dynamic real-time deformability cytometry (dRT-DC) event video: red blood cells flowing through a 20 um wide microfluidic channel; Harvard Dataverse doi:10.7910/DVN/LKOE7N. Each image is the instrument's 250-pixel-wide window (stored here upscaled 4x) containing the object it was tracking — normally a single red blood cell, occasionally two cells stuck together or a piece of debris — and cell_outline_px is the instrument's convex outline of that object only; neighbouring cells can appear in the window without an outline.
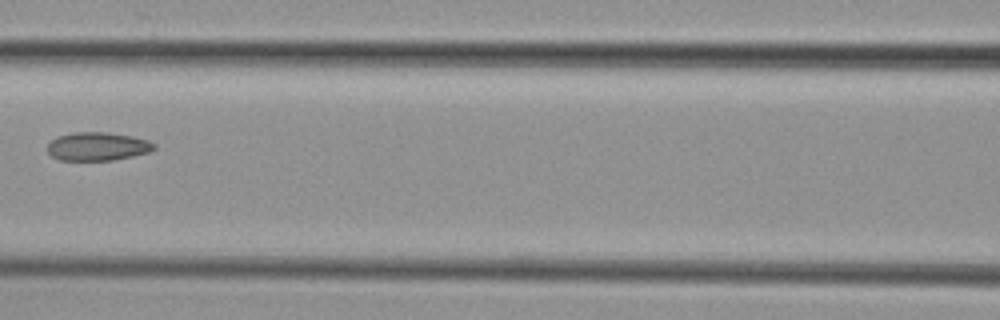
{"species": "common noctule bat (a hibernating species)", "species_latin": "Nyctalus noctula", "temperature_condition": "cold", "stored_images_in_passage": 7, "camera_frame_rate_fps": 3000, "um_per_image_px": 0.085, "animal": {"sex": "female", "body_mass_g": 29.2, "forearm_length_mm": 56.3}, "frame": {"image": 1, "passage_image": 7, "time_ms": 7.667, "image_size_px": [1000, 320], "cell_outline_px": [[156, 148], [148, 152], [132, 156], [112, 160], [60, 160], [52, 156], [48, 152], [48, 144], [56, 136], [72, 132], [108, 132], [132, 136], [148, 140], [156, 144]], "centroid_in_image_um": [8.29, 12.43], "position_along_channel_um": 158.3, "area_um2": 17.69}}